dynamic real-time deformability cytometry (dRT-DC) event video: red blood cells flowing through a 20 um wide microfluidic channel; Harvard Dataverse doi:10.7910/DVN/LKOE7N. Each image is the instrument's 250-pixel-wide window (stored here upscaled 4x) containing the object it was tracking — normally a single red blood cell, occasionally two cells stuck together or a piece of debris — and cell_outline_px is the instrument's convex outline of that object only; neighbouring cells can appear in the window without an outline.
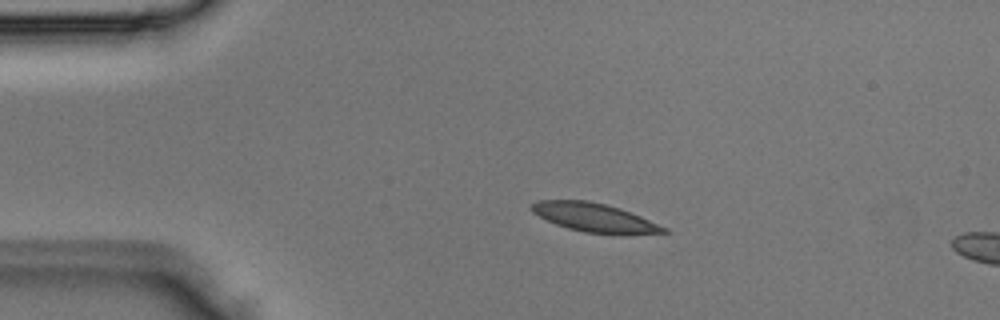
{"species": "Egyptian fruit bat (a non-hibernating species)", "species_latin": "Rousettus aegyptiacus", "temperature_condition": "room temperature", "stored_images_in_passage": 4, "segment_of_instrument_passage": [1, 2], "camera_frame_rate_fps": 3000, "um_per_image_px": 0.085, "animal": {"sex": "male"}, "frame": {"image": 1, "passage_image": 2, "time_ms": 0.333, "image_size_px": [1000, 320], "cell_outline_px": [[672, 232], [628, 236], [584, 232], [568, 228], [556, 224], [532, 212], [528, 208], [532, 204], [540, 200], [588, 200], [620, 208], [640, 216], [668, 228]], "centroid_in_image_um": [50.61, 18.52], "position_along_channel_um": 34.4, "area_um2": 22.48}}